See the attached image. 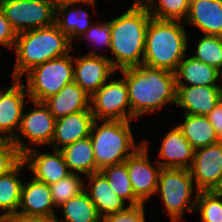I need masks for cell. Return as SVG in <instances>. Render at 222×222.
<instances>
[{
  "label": "cell",
  "instance_id": "cell-1",
  "mask_svg": "<svg viewBox=\"0 0 222 222\" xmlns=\"http://www.w3.org/2000/svg\"><path fill=\"white\" fill-rule=\"evenodd\" d=\"M119 71L125 79L131 114L135 119L160 110L168 103L175 105L176 80L174 72L144 65Z\"/></svg>",
  "mask_w": 222,
  "mask_h": 222
},
{
  "label": "cell",
  "instance_id": "cell-2",
  "mask_svg": "<svg viewBox=\"0 0 222 222\" xmlns=\"http://www.w3.org/2000/svg\"><path fill=\"white\" fill-rule=\"evenodd\" d=\"M151 15L144 3H133L121 16L111 20L110 58L113 68L118 71L143 65L146 30Z\"/></svg>",
  "mask_w": 222,
  "mask_h": 222
},
{
  "label": "cell",
  "instance_id": "cell-3",
  "mask_svg": "<svg viewBox=\"0 0 222 222\" xmlns=\"http://www.w3.org/2000/svg\"><path fill=\"white\" fill-rule=\"evenodd\" d=\"M16 61L12 79H21L24 73L42 63L69 54L73 43L56 24L31 29L17 34L14 45Z\"/></svg>",
  "mask_w": 222,
  "mask_h": 222
},
{
  "label": "cell",
  "instance_id": "cell-4",
  "mask_svg": "<svg viewBox=\"0 0 222 222\" xmlns=\"http://www.w3.org/2000/svg\"><path fill=\"white\" fill-rule=\"evenodd\" d=\"M180 22L151 17L145 36L144 66L171 72L177 70L188 49L187 31Z\"/></svg>",
  "mask_w": 222,
  "mask_h": 222
},
{
  "label": "cell",
  "instance_id": "cell-5",
  "mask_svg": "<svg viewBox=\"0 0 222 222\" xmlns=\"http://www.w3.org/2000/svg\"><path fill=\"white\" fill-rule=\"evenodd\" d=\"M133 135L130 121L95 119L90 138L97 169L122 163L132 155L143 144H135Z\"/></svg>",
  "mask_w": 222,
  "mask_h": 222
},
{
  "label": "cell",
  "instance_id": "cell-6",
  "mask_svg": "<svg viewBox=\"0 0 222 222\" xmlns=\"http://www.w3.org/2000/svg\"><path fill=\"white\" fill-rule=\"evenodd\" d=\"M157 193L172 222L180 221L187 211L195 212L198 190L194 185L190 170L162 168Z\"/></svg>",
  "mask_w": 222,
  "mask_h": 222
},
{
  "label": "cell",
  "instance_id": "cell-7",
  "mask_svg": "<svg viewBox=\"0 0 222 222\" xmlns=\"http://www.w3.org/2000/svg\"><path fill=\"white\" fill-rule=\"evenodd\" d=\"M30 101L44 102L74 81V56L71 53L51 59L26 73Z\"/></svg>",
  "mask_w": 222,
  "mask_h": 222
},
{
  "label": "cell",
  "instance_id": "cell-8",
  "mask_svg": "<svg viewBox=\"0 0 222 222\" xmlns=\"http://www.w3.org/2000/svg\"><path fill=\"white\" fill-rule=\"evenodd\" d=\"M57 0H1L0 7L13 30L19 34L55 23Z\"/></svg>",
  "mask_w": 222,
  "mask_h": 222
},
{
  "label": "cell",
  "instance_id": "cell-9",
  "mask_svg": "<svg viewBox=\"0 0 222 222\" xmlns=\"http://www.w3.org/2000/svg\"><path fill=\"white\" fill-rule=\"evenodd\" d=\"M111 78L90 97V109L94 119L121 121L135 119L131 114L125 79L123 77L117 80Z\"/></svg>",
  "mask_w": 222,
  "mask_h": 222
},
{
  "label": "cell",
  "instance_id": "cell-10",
  "mask_svg": "<svg viewBox=\"0 0 222 222\" xmlns=\"http://www.w3.org/2000/svg\"><path fill=\"white\" fill-rule=\"evenodd\" d=\"M31 102L34 104L35 109L28 110L27 113L23 111L19 130L12 139L21 154L33 148V146L24 143L22 137L29 140V143L40 146L51 144L54 134L56 119L50 113L49 108L44 102Z\"/></svg>",
  "mask_w": 222,
  "mask_h": 222
},
{
  "label": "cell",
  "instance_id": "cell-11",
  "mask_svg": "<svg viewBox=\"0 0 222 222\" xmlns=\"http://www.w3.org/2000/svg\"><path fill=\"white\" fill-rule=\"evenodd\" d=\"M148 143L149 141L143 140V144L124 161L132 190L142 204L156 194L162 169L157 160L155 164L151 163L148 155Z\"/></svg>",
  "mask_w": 222,
  "mask_h": 222
},
{
  "label": "cell",
  "instance_id": "cell-12",
  "mask_svg": "<svg viewBox=\"0 0 222 222\" xmlns=\"http://www.w3.org/2000/svg\"><path fill=\"white\" fill-rule=\"evenodd\" d=\"M189 170L198 192L213 191L222 176V141L195 149Z\"/></svg>",
  "mask_w": 222,
  "mask_h": 222
},
{
  "label": "cell",
  "instance_id": "cell-13",
  "mask_svg": "<svg viewBox=\"0 0 222 222\" xmlns=\"http://www.w3.org/2000/svg\"><path fill=\"white\" fill-rule=\"evenodd\" d=\"M115 71L110 58L95 51H89L78 58L74 57V82L90 97Z\"/></svg>",
  "mask_w": 222,
  "mask_h": 222
},
{
  "label": "cell",
  "instance_id": "cell-14",
  "mask_svg": "<svg viewBox=\"0 0 222 222\" xmlns=\"http://www.w3.org/2000/svg\"><path fill=\"white\" fill-rule=\"evenodd\" d=\"M13 81L9 89H0V135L11 140L19 130L25 103L30 101L25 99L29 96L22 80Z\"/></svg>",
  "mask_w": 222,
  "mask_h": 222
},
{
  "label": "cell",
  "instance_id": "cell-15",
  "mask_svg": "<svg viewBox=\"0 0 222 222\" xmlns=\"http://www.w3.org/2000/svg\"><path fill=\"white\" fill-rule=\"evenodd\" d=\"M22 161L33 173V179L47 185L57 183L71 173L59 150L42 153L33 147L22 154Z\"/></svg>",
  "mask_w": 222,
  "mask_h": 222
},
{
  "label": "cell",
  "instance_id": "cell-16",
  "mask_svg": "<svg viewBox=\"0 0 222 222\" xmlns=\"http://www.w3.org/2000/svg\"><path fill=\"white\" fill-rule=\"evenodd\" d=\"M95 0H57L55 7V24L68 36L69 40H81V36L91 27L87 10L75 8V4H89L95 8Z\"/></svg>",
  "mask_w": 222,
  "mask_h": 222
},
{
  "label": "cell",
  "instance_id": "cell-17",
  "mask_svg": "<svg viewBox=\"0 0 222 222\" xmlns=\"http://www.w3.org/2000/svg\"><path fill=\"white\" fill-rule=\"evenodd\" d=\"M54 207L49 185L33 178L30 182L22 184L17 216L23 218L53 216L56 215Z\"/></svg>",
  "mask_w": 222,
  "mask_h": 222
},
{
  "label": "cell",
  "instance_id": "cell-18",
  "mask_svg": "<svg viewBox=\"0 0 222 222\" xmlns=\"http://www.w3.org/2000/svg\"><path fill=\"white\" fill-rule=\"evenodd\" d=\"M94 120L91 110L79 111L56 119L50 145L54 150H60L66 145L89 137Z\"/></svg>",
  "mask_w": 222,
  "mask_h": 222
},
{
  "label": "cell",
  "instance_id": "cell-19",
  "mask_svg": "<svg viewBox=\"0 0 222 222\" xmlns=\"http://www.w3.org/2000/svg\"><path fill=\"white\" fill-rule=\"evenodd\" d=\"M195 149L176 125L162 140L157 161L162 168L190 169Z\"/></svg>",
  "mask_w": 222,
  "mask_h": 222
},
{
  "label": "cell",
  "instance_id": "cell-20",
  "mask_svg": "<svg viewBox=\"0 0 222 222\" xmlns=\"http://www.w3.org/2000/svg\"><path fill=\"white\" fill-rule=\"evenodd\" d=\"M219 102L217 85L176 86L175 105L184 108V115L207 116Z\"/></svg>",
  "mask_w": 222,
  "mask_h": 222
},
{
  "label": "cell",
  "instance_id": "cell-21",
  "mask_svg": "<svg viewBox=\"0 0 222 222\" xmlns=\"http://www.w3.org/2000/svg\"><path fill=\"white\" fill-rule=\"evenodd\" d=\"M184 23H191L204 35L222 34V0H194Z\"/></svg>",
  "mask_w": 222,
  "mask_h": 222
},
{
  "label": "cell",
  "instance_id": "cell-22",
  "mask_svg": "<svg viewBox=\"0 0 222 222\" xmlns=\"http://www.w3.org/2000/svg\"><path fill=\"white\" fill-rule=\"evenodd\" d=\"M86 177L87 184L89 185L85 184L84 190L88 193L101 217L122 211L128 207L125 204L126 201L111 189L107 178L101 171L92 173Z\"/></svg>",
  "mask_w": 222,
  "mask_h": 222
},
{
  "label": "cell",
  "instance_id": "cell-23",
  "mask_svg": "<svg viewBox=\"0 0 222 222\" xmlns=\"http://www.w3.org/2000/svg\"><path fill=\"white\" fill-rule=\"evenodd\" d=\"M55 119L90 109V96L74 81L44 101Z\"/></svg>",
  "mask_w": 222,
  "mask_h": 222
},
{
  "label": "cell",
  "instance_id": "cell-24",
  "mask_svg": "<svg viewBox=\"0 0 222 222\" xmlns=\"http://www.w3.org/2000/svg\"><path fill=\"white\" fill-rule=\"evenodd\" d=\"M219 72L216 68L192 56L184 57L174 72L176 86L218 85L216 82L219 81Z\"/></svg>",
  "mask_w": 222,
  "mask_h": 222
},
{
  "label": "cell",
  "instance_id": "cell-25",
  "mask_svg": "<svg viewBox=\"0 0 222 222\" xmlns=\"http://www.w3.org/2000/svg\"><path fill=\"white\" fill-rule=\"evenodd\" d=\"M71 173L90 175L98 172L90 136L66 145L59 150Z\"/></svg>",
  "mask_w": 222,
  "mask_h": 222
},
{
  "label": "cell",
  "instance_id": "cell-26",
  "mask_svg": "<svg viewBox=\"0 0 222 222\" xmlns=\"http://www.w3.org/2000/svg\"><path fill=\"white\" fill-rule=\"evenodd\" d=\"M25 163L21 161L13 170L0 176V219L17 215L20 204L22 169Z\"/></svg>",
  "mask_w": 222,
  "mask_h": 222
},
{
  "label": "cell",
  "instance_id": "cell-27",
  "mask_svg": "<svg viewBox=\"0 0 222 222\" xmlns=\"http://www.w3.org/2000/svg\"><path fill=\"white\" fill-rule=\"evenodd\" d=\"M182 122L177 126L194 149L220 142L207 116L184 115Z\"/></svg>",
  "mask_w": 222,
  "mask_h": 222
},
{
  "label": "cell",
  "instance_id": "cell-28",
  "mask_svg": "<svg viewBox=\"0 0 222 222\" xmlns=\"http://www.w3.org/2000/svg\"><path fill=\"white\" fill-rule=\"evenodd\" d=\"M59 208L63 210L64 221L62 222L102 221V217L99 215L95 205L85 190L79 195L69 199Z\"/></svg>",
  "mask_w": 222,
  "mask_h": 222
},
{
  "label": "cell",
  "instance_id": "cell-29",
  "mask_svg": "<svg viewBox=\"0 0 222 222\" xmlns=\"http://www.w3.org/2000/svg\"><path fill=\"white\" fill-rule=\"evenodd\" d=\"M108 180L111 189L125 201H129V206L142 204L135 196L130 178L126 168V163L122 162L112 166L105 167L101 170Z\"/></svg>",
  "mask_w": 222,
  "mask_h": 222
},
{
  "label": "cell",
  "instance_id": "cell-30",
  "mask_svg": "<svg viewBox=\"0 0 222 222\" xmlns=\"http://www.w3.org/2000/svg\"><path fill=\"white\" fill-rule=\"evenodd\" d=\"M144 4L155 19L184 22L189 12L190 2L188 0H146Z\"/></svg>",
  "mask_w": 222,
  "mask_h": 222
},
{
  "label": "cell",
  "instance_id": "cell-31",
  "mask_svg": "<svg viewBox=\"0 0 222 222\" xmlns=\"http://www.w3.org/2000/svg\"><path fill=\"white\" fill-rule=\"evenodd\" d=\"M51 197L55 207L62 206L65 202L84 191V179L77 173H70L57 183L49 185Z\"/></svg>",
  "mask_w": 222,
  "mask_h": 222
},
{
  "label": "cell",
  "instance_id": "cell-32",
  "mask_svg": "<svg viewBox=\"0 0 222 222\" xmlns=\"http://www.w3.org/2000/svg\"><path fill=\"white\" fill-rule=\"evenodd\" d=\"M192 57L222 71V43L219 36L204 35L196 44Z\"/></svg>",
  "mask_w": 222,
  "mask_h": 222
},
{
  "label": "cell",
  "instance_id": "cell-33",
  "mask_svg": "<svg viewBox=\"0 0 222 222\" xmlns=\"http://www.w3.org/2000/svg\"><path fill=\"white\" fill-rule=\"evenodd\" d=\"M197 211L201 222H222V196L213 191L198 192L195 212Z\"/></svg>",
  "mask_w": 222,
  "mask_h": 222
},
{
  "label": "cell",
  "instance_id": "cell-34",
  "mask_svg": "<svg viewBox=\"0 0 222 222\" xmlns=\"http://www.w3.org/2000/svg\"><path fill=\"white\" fill-rule=\"evenodd\" d=\"M22 161V154L11 139H0V176L13 170Z\"/></svg>",
  "mask_w": 222,
  "mask_h": 222
},
{
  "label": "cell",
  "instance_id": "cell-35",
  "mask_svg": "<svg viewBox=\"0 0 222 222\" xmlns=\"http://www.w3.org/2000/svg\"><path fill=\"white\" fill-rule=\"evenodd\" d=\"M89 39L94 46H105L110 49L111 45V20L103 23H93L91 27L82 35Z\"/></svg>",
  "mask_w": 222,
  "mask_h": 222
},
{
  "label": "cell",
  "instance_id": "cell-36",
  "mask_svg": "<svg viewBox=\"0 0 222 222\" xmlns=\"http://www.w3.org/2000/svg\"><path fill=\"white\" fill-rule=\"evenodd\" d=\"M145 204L129 206L119 212L111 213L102 217L101 222H146Z\"/></svg>",
  "mask_w": 222,
  "mask_h": 222
},
{
  "label": "cell",
  "instance_id": "cell-37",
  "mask_svg": "<svg viewBox=\"0 0 222 222\" xmlns=\"http://www.w3.org/2000/svg\"><path fill=\"white\" fill-rule=\"evenodd\" d=\"M16 39L17 33L11 27L10 22L6 19L0 7V45L11 50L15 45Z\"/></svg>",
  "mask_w": 222,
  "mask_h": 222
},
{
  "label": "cell",
  "instance_id": "cell-38",
  "mask_svg": "<svg viewBox=\"0 0 222 222\" xmlns=\"http://www.w3.org/2000/svg\"><path fill=\"white\" fill-rule=\"evenodd\" d=\"M209 122L214 127L217 137L222 141V103L218 102L215 108L207 115Z\"/></svg>",
  "mask_w": 222,
  "mask_h": 222
},
{
  "label": "cell",
  "instance_id": "cell-39",
  "mask_svg": "<svg viewBox=\"0 0 222 222\" xmlns=\"http://www.w3.org/2000/svg\"><path fill=\"white\" fill-rule=\"evenodd\" d=\"M0 222H36V218H23V217L14 215V216L1 218Z\"/></svg>",
  "mask_w": 222,
  "mask_h": 222
},
{
  "label": "cell",
  "instance_id": "cell-40",
  "mask_svg": "<svg viewBox=\"0 0 222 222\" xmlns=\"http://www.w3.org/2000/svg\"><path fill=\"white\" fill-rule=\"evenodd\" d=\"M36 222H62L58 220L57 215L48 216V217H37Z\"/></svg>",
  "mask_w": 222,
  "mask_h": 222
},
{
  "label": "cell",
  "instance_id": "cell-41",
  "mask_svg": "<svg viewBox=\"0 0 222 222\" xmlns=\"http://www.w3.org/2000/svg\"><path fill=\"white\" fill-rule=\"evenodd\" d=\"M213 192L219 196H222V176H221L219 183L217 184V186L213 190Z\"/></svg>",
  "mask_w": 222,
  "mask_h": 222
},
{
  "label": "cell",
  "instance_id": "cell-42",
  "mask_svg": "<svg viewBox=\"0 0 222 222\" xmlns=\"http://www.w3.org/2000/svg\"><path fill=\"white\" fill-rule=\"evenodd\" d=\"M220 78H222V71L219 72L218 80H220ZM217 88H218L219 102L222 103V84L221 85H217Z\"/></svg>",
  "mask_w": 222,
  "mask_h": 222
},
{
  "label": "cell",
  "instance_id": "cell-43",
  "mask_svg": "<svg viewBox=\"0 0 222 222\" xmlns=\"http://www.w3.org/2000/svg\"><path fill=\"white\" fill-rule=\"evenodd\" d=\"M146 0H134L135 3H144Z\"/></svg>",
  "mask_w": 222,
  "mask_h": 222
}]
</instances>
